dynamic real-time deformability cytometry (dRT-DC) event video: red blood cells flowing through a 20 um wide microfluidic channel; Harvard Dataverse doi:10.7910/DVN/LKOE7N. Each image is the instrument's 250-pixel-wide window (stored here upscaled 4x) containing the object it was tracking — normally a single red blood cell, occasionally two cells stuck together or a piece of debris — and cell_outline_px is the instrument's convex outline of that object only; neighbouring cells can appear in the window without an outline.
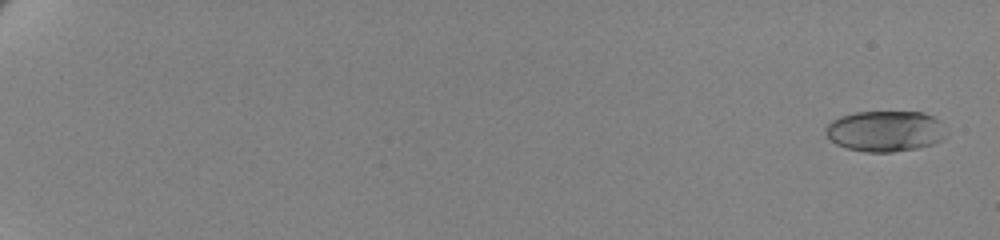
{"species": "human", "species_latin": "Homo sapiens", "temperature_condition": "cold", "stored_images_in_passage": 64, "camera_frame_rate_fps": 3000, "um_per_image_px": 0.085, "donor": {"sex": "female"}, "frame": {"image": 1, "passage_image": 3, "time_ms": 0.667, "image_size_px": [1000, 240], "cell_outline_px": [[948, 132], [940, 140], [932, 144], [916, 148], [892, 152], [864, 152], [848, 148], [836, 144], [828, 136], [824, 128], [832, 120], [840, 116], [856, 112], [924, 112], [940, 120]], "centroid_in_image_um": [75.26, 11.14], "position_along_channel_um": 9.7, "area_um2": 28.73}}
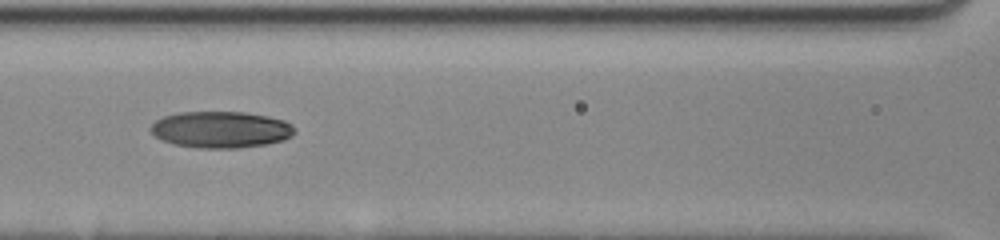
{"frame": {"image": 2, "passage_image": 34, "time_ms": 11.0, "image_size_px": [1000, 240], "cell_outline_px": [[296, 132], [292, 136], [284, 140], [264, 144], [240, 148], [196, 148], [172, 144], [156, 136], [148, 128], [156, 120], [164, 116], [176, 112], [244, 112], [268, 116], [284, 120], [292, 124], [296, 128]], "centroid_in_image_um": [18.79, 11.01], "position_along_channel_um": 147.8, "area_um2": 30.87}}
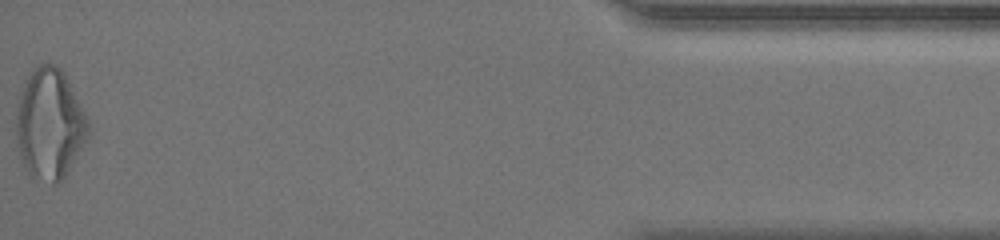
{"frame": {"image": 3, "passage_image": 64, "time_ms": 21.0, "image_size_px": [1000, 240], "cell_outline_px": [[88, 140], [68, 172], [56, 184], [52, 184], [32, 176], [28, 172], [20, 156], [16, 136], [16, 108], [24, 80], [28, 72], [32, 68], [40, 64], [56, 64], [64, 72], [88, 120]], "centroid_in_image_um": [4.21, 10.53], "position_along_channel_um": 431.0, "area_um2": 46.59}, "authors_computed_cell_mechanics": {"area_um2": 29.6514, "velocity_mm_per_s": 3.4575, "shape_relaxation_time_tau1_ms": 7.0142, "shape_relaxation_time_tau2_ms": 4.509, "deformation_change_tau1": 0.1897, "deformation_change_tau2": 0.0842}}